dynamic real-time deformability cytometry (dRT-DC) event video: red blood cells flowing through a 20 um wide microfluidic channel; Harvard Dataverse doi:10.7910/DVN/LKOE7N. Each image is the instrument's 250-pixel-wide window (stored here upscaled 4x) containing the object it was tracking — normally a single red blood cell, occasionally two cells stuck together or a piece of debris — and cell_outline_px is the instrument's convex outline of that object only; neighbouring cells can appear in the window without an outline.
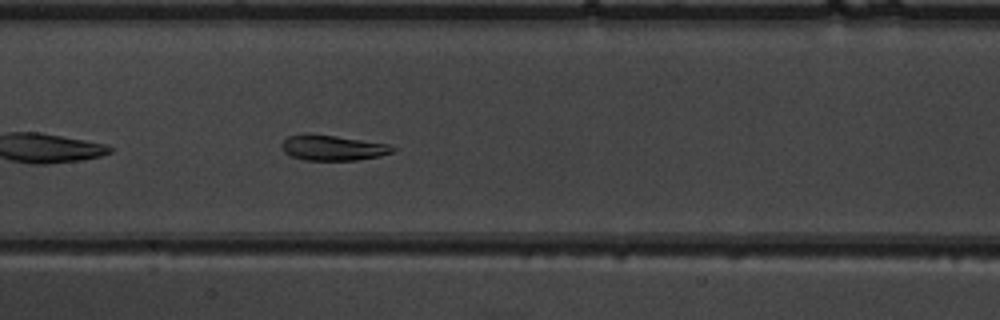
{"species": "common noctule bat (a hibernating species)", "species_latin": "Nyctalus noctula", "temperature_condition": "warm", "stored_images_in_passage": 36, "camera_frame_rate_fps": 3000, "um_per_image_px": 0.085, "animal": {"sex": "male", "body_mass_g": 19.5, "forearm_length_mm": 54.6}, "frame": {"image": 1, "passage_image": 10, "time_ms": 3.0, "image_size_px": [1000, 320], "cell_outline_px": [[396, 148], [392, 152], [380, 156], [356, 160], [304, 160], [292, 156], [284, 152], [280, 144], [288, 136], [304, 132], [312, 132], [388, 144]], "centroid_in_image_um": [28.23, 12.54], "position_along_channel_um": 179.2, "area_um2": 16.65}}
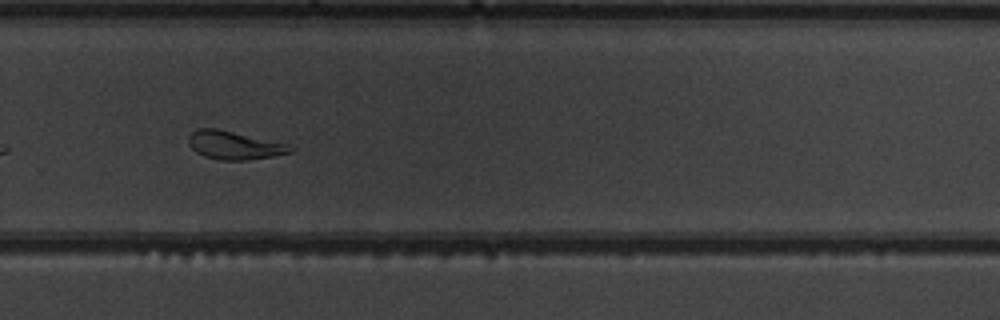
{"frame": {"image": 2, "passage_image": 20, "time_ms": 6.333, "image_size_px": [1000, 320], "cell_outline_px": [[296, 148], [292, 152], [276, 156], [248, 160], [220, 160], [204, 156], [196, 152], [188, 144], [188, 136], [196, 128], [216, 128], [288, 144]], "centroid_in_image_um": [19.92, 12.35], "position_along_channel_um": 309.9, "area_um2": 16.88}}
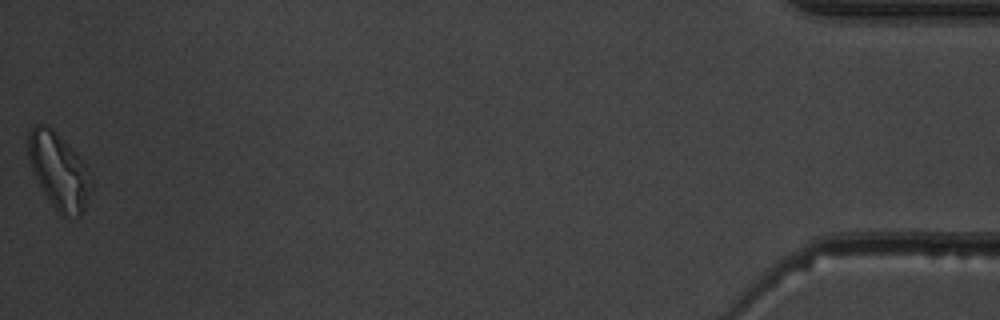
{"frame": {"image": 3, "passage_image": 36, "time_ms": 11.667, "image_size_px": [1000, 320], "cell_outline_px": [[88, 196], [84, 208], [80, 216], [64, 216], [52, 204], [44, 192], [32, 168], [28, 156], [28, 132], [36, 124], [44, 124], [52, 128], [76, 152], [84, 164], [88, 192]], "centroid_in_image_um": [4.93, 14.47], "position_along_channel_um": 430.3, "area_um2": 26.47}, "authors_computed_cell_mechanics": {"area_um2": 16.8776, "velocity_mm_per_s": 3.9403, "shape_relaxation_time_tau1_ms": 2.9642, "shape_relaxation_time_tau2_ms": 1.5471, "deformation_change_tau1": 0.1429, "deformation_change_tau2": 0.1042}}